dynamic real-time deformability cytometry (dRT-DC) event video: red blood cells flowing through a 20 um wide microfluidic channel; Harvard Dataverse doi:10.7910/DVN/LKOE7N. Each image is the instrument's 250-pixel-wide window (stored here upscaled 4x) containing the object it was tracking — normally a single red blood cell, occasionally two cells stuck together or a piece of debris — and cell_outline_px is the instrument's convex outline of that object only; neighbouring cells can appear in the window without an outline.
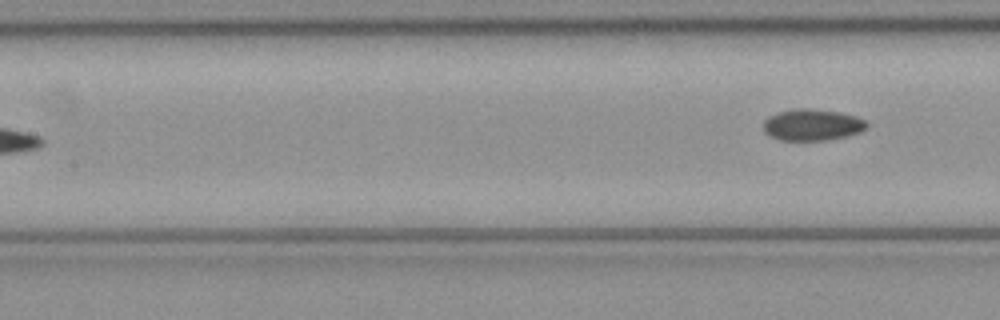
{"species": "common noctule bat (a hibernating species)", "species_latin": "Nyctalus noctula", "temperature_condition": "cold", "stored_images_in_passage": 7, "segment_of_instrument_passage": [2, 2], "camera_frame_rate_fps": 3000, "um_per_image_px": 0.085, "animal": {"sex": "female", "body_mass_g": 21.9}, "frame": {"image": 1, "passage_image": 7, "time_ms": 2.0, "image_size_px": [1000, 320], "cell_outline_px": [[868, 128], [860, 132], [848, 136], [828, 140], [780, 140], [768, 136], [764, 132], [764, 120], [768, 116], [776, 112], [796, 108], [808, 108], [840, 112], [856, 116], [868, 120]], "centroid_in_image_um": [69.06, 10.61], "position_along_channel_um": 138.3, "area_um2": 19.36}}